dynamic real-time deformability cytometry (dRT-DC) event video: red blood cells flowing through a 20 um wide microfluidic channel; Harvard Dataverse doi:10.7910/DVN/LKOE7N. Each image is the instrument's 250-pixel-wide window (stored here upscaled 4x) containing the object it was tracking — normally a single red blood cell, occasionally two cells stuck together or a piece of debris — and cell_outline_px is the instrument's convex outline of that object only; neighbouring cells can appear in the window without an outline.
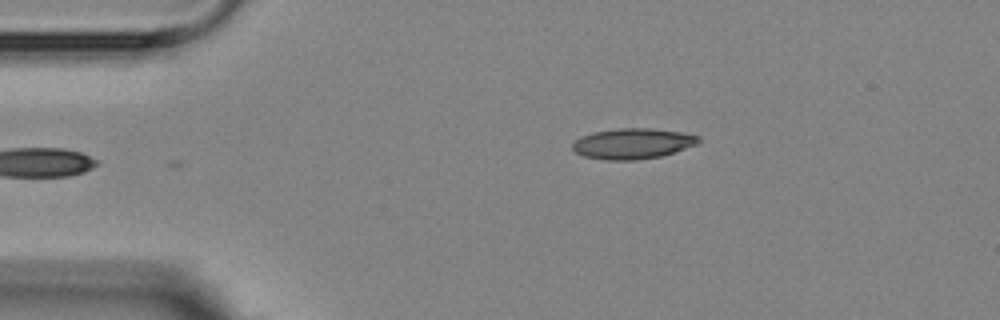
{"species": "Egyptian fruit bat (a non-hibernating species)", "species_latin": "Rousettus aegyptiacus", "temperature_condition": "room temperature", "stored_images_in_passage": 4, "camera_frame_rate_fps": 3000, "um_per_image_px": 0.085, "animal": {"sex": "female"}, "frame": {"image": 1, "passage_image": 4, "time_ms": 3.333, "image_size_px": [1000, 320], "cell_outline_px": [[700, 140], [696, 144], [660, 156], [636, 160], [608, 160], [584, 156], [576, 152], [572, 148], [572, 144], [580, 136], [592, 132], [620, 128], [648, 128], [680, 132], [700, 136]], "centroid_in_image_um": [53.74, 12.2], "position_along_channel_um": 31.3, "area_um2": 22.2}}